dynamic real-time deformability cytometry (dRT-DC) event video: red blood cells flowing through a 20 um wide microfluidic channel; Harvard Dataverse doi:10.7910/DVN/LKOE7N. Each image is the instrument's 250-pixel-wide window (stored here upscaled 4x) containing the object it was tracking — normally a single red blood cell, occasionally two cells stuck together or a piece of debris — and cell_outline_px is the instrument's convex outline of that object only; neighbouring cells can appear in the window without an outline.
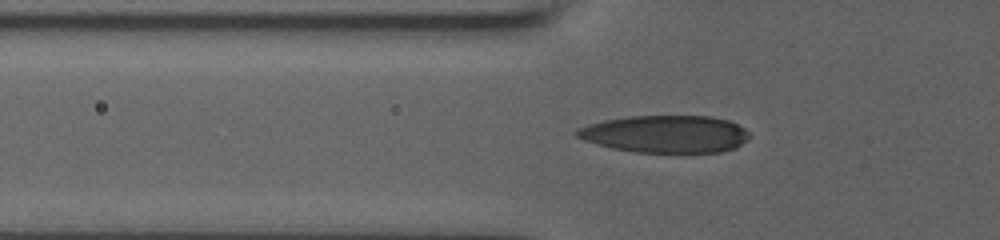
{"species": "human", "species_latin": "Homo sapiens", "temperature_condition": "room temperature", "stored_images_in_passage": 37, "camera_frame_rate_fps": 3000, "um_per_image_px": 0.085, "donor": {"sex": "male"}, "frame": {"image": 1, "passage_image": 7, "time_ms": 2.0, "image_size_px": [1000, 240], "cell_outline_px": [[748, 136], [736, 148], [720, 152], [636, 152], [612, 148], [596, 144], [584, 140], [576, 136], [572, 132], [576, 128], [588, 124], [604, 120], [628, 116], [712, 116], [728, 120], [744, 128], [748, 132]], "centroid_in_image_um": [56.51, 11.38], "position_along_channel_um": 69.3, "area_um2": 37.57}}
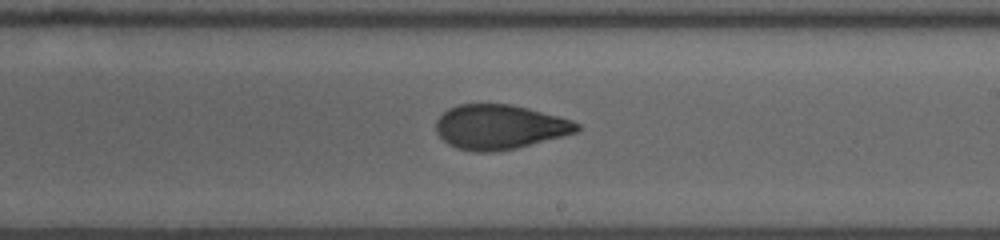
{"frame": {"image": 2, "passage_image": 21, "time_ms": 6.667, "image_size_px": [1000, 240], "cell_outline_px": [[580, 128], [576, 132], [516, 148], [496, 152], [476, 152], [456, 148], [448, 144], [436, 132], [436, 120], [448, 108], [460, 104], [512, 104], [528, 108], [572, 120], [580, 124]], "centroid_in_image_um": [42.44, 10.79], "position_along_channel_um": 246.6, "area_um2": 36.47}}
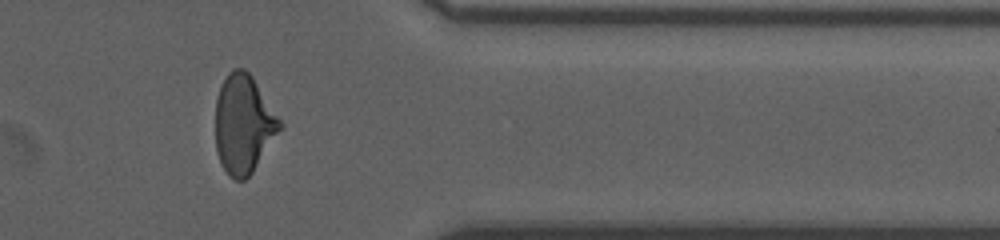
{"frame": {"image": 3, "passage_image": 33, "time_ms": 10.667, "image_size_px": [1000, 240], "cell_outline_px": [[284, 124], [252, 172], [244, 180], [236, 180], [228, 176], [220, 164], [216, 152], [216, 100], [220, 88], [228, 72], [232, 68], [244, 68], [252, 76]], "centroid_in_image_um": [20.69, 10.55], "position_along_channel_um": 390.7, "area_um2": 36.93}, "authors_computed_cell_mechanics": {"area_um2": 36.6452, "velocity_mm_per_s": 3.8656, "shape_relaxation_time_tau1_ms": 6.0722, "shape_relaxation_time_tau2_ms": 1.5355, "deformation_change_tau1": 0.2084, "deformation_change_tau2": 0.0737}}